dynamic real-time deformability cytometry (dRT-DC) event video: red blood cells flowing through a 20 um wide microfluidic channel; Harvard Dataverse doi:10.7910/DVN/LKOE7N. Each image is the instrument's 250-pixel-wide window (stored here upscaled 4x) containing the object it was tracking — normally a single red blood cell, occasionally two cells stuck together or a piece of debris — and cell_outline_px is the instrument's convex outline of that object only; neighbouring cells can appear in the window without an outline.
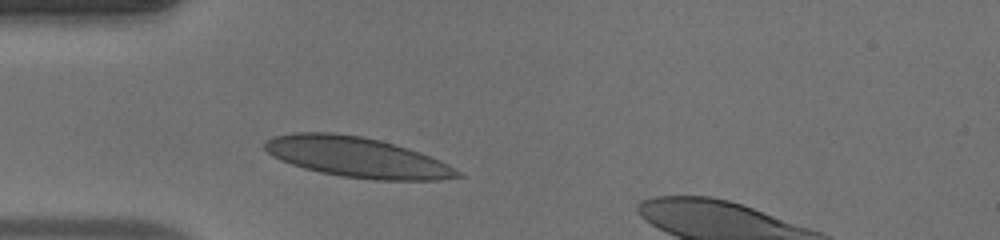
{"species": "human", "species_latin": "Homo sapiens", "temperature_condition": "warm", "stored_images_in_passage": 29, "camera_frame_rate_fps": 3000, "um_per_image_px": 0.085, "donor": {"sex": "male"}, "frame": {"image": 1, "passage_image": 1, "time_ms": 0.0, "image_size_px": [1000, 240], "cell_outline_px": [[464, 176], [436, 180], [376, 180], [340, 176], [320, 172], [304, 168], [280, 160], [272, 156], [264, 148], [264, 144], [272, 136], [296, 132], [332, 132], [360, 136], [380, 140], [408, 148], [420, 152], [460, 172]], "centroid_in_image_um": [30.28, 13.36], "position_along_channel_um": 54.7, "area_um2": 44.8}}
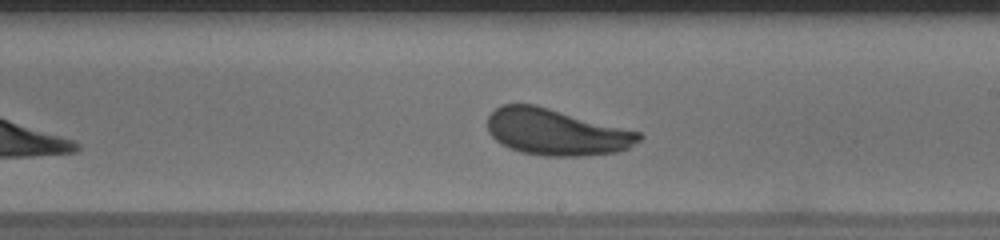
{"frame": {"image": 2, "passage_image": 15, "time_ms": 4.667, "image_size_px": [1000, 240], "cell_outline_px": [[644, 136], [640, 140], [628, 148], [616, 152], [584, 156], [544, 156], [520, 152], [496, 140], [488, 132], [488, 116], [500, 104], [536, 104], [640, 132]], "centroid_in_image_um": [47.29, 11.22], "position_along_channel_um": 241.7, "area_um2": 40.92}}
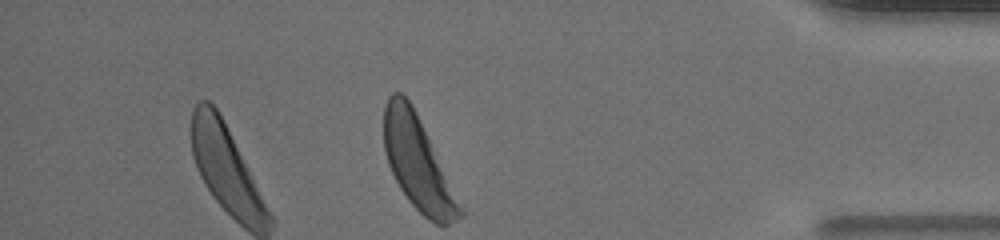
{"frame": {"image": 3, "passage_image": 29, "time_ms": 9.333, "image_size_px": [1000, 240], "cell_outline_px": [[464, 216], [448, 224], [436, 224], [428, 220], [408, 200], [400, 188], [388, 164], [384, 148], [384, 104], [388, 96], [392, 92], [400, 92], [408, 100], [464, 212]], "centroid_in_image_um": [35.46, 13.91], "position_along_channel_um": 399.7, "area_um2": 39.42}, "authors_computed_cell_mechanics": {"area_um2": 41.038, "velocity_mm_per_s": 4.1778, "shape_relaxation_time_tau1_ms": 2.3357, "shape_relaxation_time_tau2_ms": null, "deformation_change_tau1": 0.1385, "deformation_change_tau2": null}}